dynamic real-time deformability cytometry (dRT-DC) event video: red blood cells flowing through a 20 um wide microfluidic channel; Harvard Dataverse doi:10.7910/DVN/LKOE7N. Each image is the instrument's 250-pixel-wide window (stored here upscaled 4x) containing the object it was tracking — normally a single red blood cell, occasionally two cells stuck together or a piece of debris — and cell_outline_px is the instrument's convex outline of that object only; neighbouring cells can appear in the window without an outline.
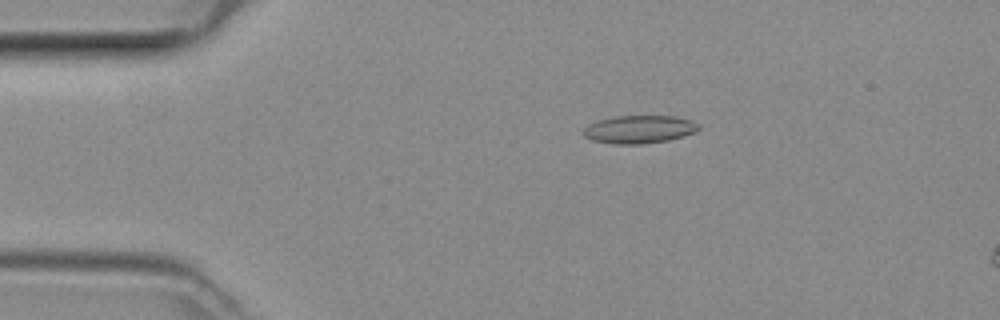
{"species": "common noctule bat (a hibernating species)", "species_latin": "Nyctalus noctula", "temperature_condition": "room temperature", "stored_images_in_passage": 48, "camera_frame_rate_fps": 3000, "um_per_image_px": 0.085, "animal": {"sex": "female", "body_mass_g": 29.2, "forearm_length_mm": 56.3}, "frame": {"image": 1, "passage_image": 9, "time_ms": 2.667, "image_size_px": [1000, 320], "cell_outline_px": [[700, 128], [684, 136], [668, 140], [640, 144], [612, 144], [592, 140], [584, 136], [584, 128], [588, 124], [612, 116], [676, 116], [692, 120], [700, 124]], "centroid_in_image_um": [54.34, 10.99], "position_along_channel_um": 30.7, "area_um2": 18.79}}
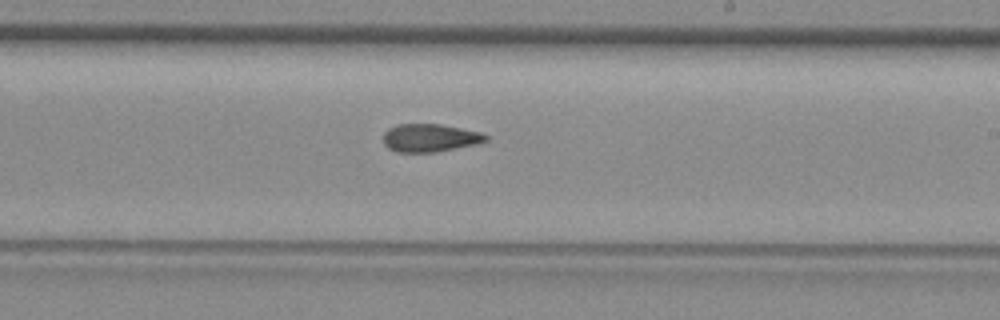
{"frame": {"image": 2, "passage_image": 28, "time_ms": 9.0, "image_size_px": [1000, 320], "cell_outline_px": [[488, 140], [476, 144], [436, 152], [396, 152], [388, 148], [384, 144], [384, 132], [388, 128], [396, 124], [440, 124], [480, 132], [488, 136]], "centroid_in_image_um": [36.52, 11.72], "position_along_channel_um": 252.5, "area_um2": 16.7}}
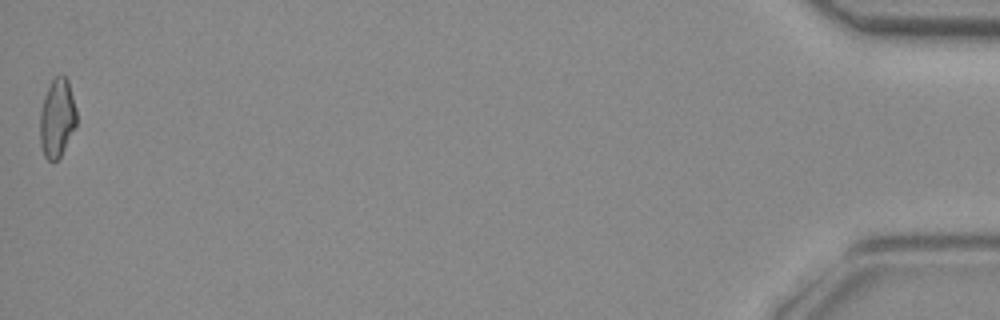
{"frame": {"image": 3, "passage_image": 48, "time_ms": 15.667, "image_size_px": [1000, 320], "cell_outline_px": [[76, 124], [60, 156], [52, 164], [44, 156], [40, 144], [40, 108], [44, 96], [52, 80], [56, 76], [64, 76], [68, 80], [76, 108]], "centroid_in_image_um": [4.83, 10.05], "position_along_channel_um": 430.4, "area_um2": 16.65}}